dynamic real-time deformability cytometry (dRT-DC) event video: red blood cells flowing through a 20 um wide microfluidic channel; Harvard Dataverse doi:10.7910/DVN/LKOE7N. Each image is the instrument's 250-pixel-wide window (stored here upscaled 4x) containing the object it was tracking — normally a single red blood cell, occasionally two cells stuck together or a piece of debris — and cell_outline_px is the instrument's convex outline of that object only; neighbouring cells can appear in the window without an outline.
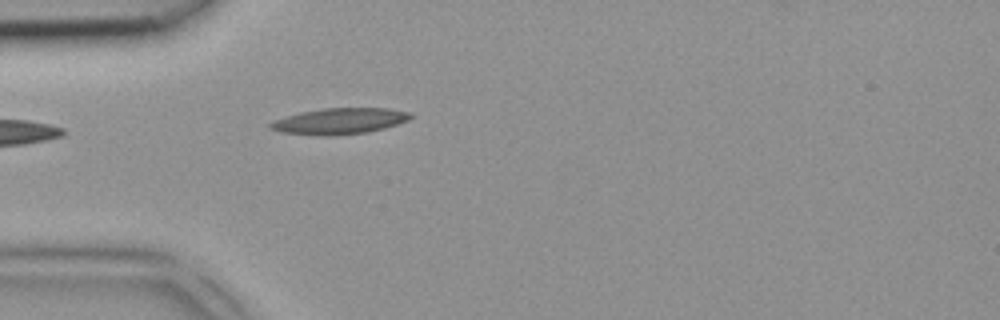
{"species": "common noctule bat (a hibernating species)", "species_latin": "Nyctalus noctula", "temperature_condition": "room temperature", "stored_images_in_passage": 5, "camera_frame_rate_fps": 3000, "um_per_image_px": 0.085, "animal": {"sex": "female", "body_mass_g": 18.4}, "frame": {"image": 1, "passage_image": 5, "time_ms": 1.333, "image_size_px": [1000, 320], "cell_outline_px": [[412, 116], [408, 120], [384, 128], [368, 132], [328, 136], [320, 136], [280, 132], [268, 128], [268, 124], [276, 120], [300, 112], [324, 108], [388, 108], [408, 112]], "centroid_in_image_um": [28.83, 10.3], "position_along_channel_um": 56.2, "area_um2": 21.15}}